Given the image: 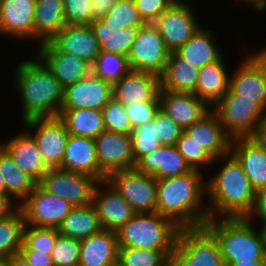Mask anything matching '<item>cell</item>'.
<instances>
[{
  "instance_id": "10",
  "label": "cell",
  "mask_w": 266,
  "mask_h": 266,
  "mask_svg": "<svg viewBox=\"0 0 266 266\" xmlns=\"http://www.w3.org/2000/svg\"><path fill=\"white\" fill-rule=\"evenodd\" d=\"M23 123L30 129L27 131L35 139L46 166L49 169L60 168L69 137L62 119L59 116L34 117L24 120Z\"/></svg>"
},
{
  "instance_id": "39",
  "label": "cell",
  "mask_w": 266,
  "mask_h": 266,
  "mask_svg": "<svg viewBox=\"0 0 266 266\" xmlns=\"http://www.w3.org/2000/svg\"><path fill=\"white\" fill-rule=\"evenodd\" d=\"M101 20L113 30L137 28L145 24L133 0H118Z\"/></svg>"
},
{
  "instance_id": "9",
  "label": "cell",
  "mask_w": 266,
  "mask_h": 266,
  "mask_svg": "<svg viewBox=\"0 0 266 266\" xmlns=\"http://www.w3.org/2000/svg\"><path fill=\"white\" fill-rule=\"evenodd\" d=\"M170 51L153 23L140 26L139 34L128 54L130 69L162 76L165 72Z\"/></svg>"
},
{
  "instance_id": "56",
  "label": "cell",
  "mask_w": 266,
  "mask_h": 266,
  "mask_svg": "<svg viewBox=\"0 0 266 266\" xmlns=\"http://www.w3.org/2000/svg\"><path fill=\"white\" fill-rule=\"evenodd\" d=\"M7 259L9 260L10 266H31L20 253L14 254Z\"/></svg>"
},
{
  "instance_id": "32",
  "label": "cell",
  "mask_w": 266,
  "mask_h": 266,
  "mask_svg": "<svg viewBox=\"0 0 266 266\" xmlns=\"http://www.w3.org/2000/svg\"><path fill=\"white\" fill-rule=\"evenodd\" d=\"M214 43L212 31L200 27L199 30L176 52L187 59L193 67H203L218 61L223 55Z\"/></svg>"
},
{
  "instance_id": "46",
  "label": "cell",
  "mask_w": 266,
  "mask_h": 266,
  "mask_svg": "<svg viewBox=\"0 0 266 266\" xmlns=\"http://www.w3.org/2000/svg\"><path fill=\"white\" fill-rule=\"evenodd\" d=\"M184 129L161 109L156 114V135L162 145H176Z\"/></svg>"
},
{
  "instance_id": "34",
  "label": "cell",
  "mask_w": 266,
  "mask_h": 266,
  "mask_svg": "<svg viewBox=\"0 0 266 266\" xmlns=\"http://www.w3.org/2000/svg\"><path fill=\"white\" fill-rule=\"evenodd\" d=\"M0 174L3 176L8 196L18 204V206L27 198L37 184L28 174L17 166L10 154L1 145Z\"/></svg>"
},
{
  "instance_id": "49",
  "label": "cell",
  "mask_w": 266,
  "mask_h": 266,
  "mask_svg": "<svg viewBox=\"0 0 266 266\" xmlns=\"http://www.w3.org/2000/svg\"><path fill=\"white\" fill-rule=\"evenodd\" d=\"M145 23H153L176 0H133Z\"/></svg>"
},
{
  "instance_id": "62",
  "label": "cell",
  "mask_w": 266,
  "mask_h": 266,
  "mask_svg": "<svg viewBox=\"0 0 266 266\" xmlns=\"http://www.w3.org/2000/svg\"><path fill=\"white\" fill-rule=\"evenodd\" d=\"M266 61V48L257 52Z\"/></svg>"
},
{
  "instance_id": "25",
  "label": "cell",
  "mask_w": 266,
  "mask_h": 266,
  "mask_svg": "<svg viewBox=\"0 0 266 266\" xmlns=\"http://www.w3.org/2000/svg\"><path fill=\"white\" fill-rule=\"evenodd\" d=\"M135 169L156 179L177 177L192 170L176 145H162L143 156L136 162Z\"/></svg>"
},
{
  "instance_id": "55",
  "label": "cell",
  "mask_w": 266,
  "mask_h": 266,
  "mask_svg": "<svg viewBox=\"0 0 266 266\" xmlns=\"http://www.w3.org/2000/svg\"><path fill=\"white\" fill-rule=\"evenodd\" d=\"M227 266H266V259L238 260V261L230 262Z\"/></svg>"
},
{
  "instance_id": "8",
  "label": "cell",
  "mask_w": 266,
  "mask_h": 266,
  "mask_svg": "<svg viewBox=\"0 0 266 266\" xmlns=\"http://www.w3.org/2000/svg\"><path fill=\"white\" fill-rule=\"evenodd\" d=\"M106 180L130 204L135 213H155L157 179L134 169L115 171Z\"/></svg>"
},
{
  "instance_id": "23",
  "label": "cell",
  "mask_w": 266,
  "mask_h": 266,
  "mask_svg": "<svg viewBox=\"0 0 266 266\" xmlns=\"http://www.w3.org/2000/svg\"><path fill=\"white\" fill-rule=\"evenodd\" d=\"M160 109L183 129L200 120L212 108L194 93L171 92L160 88Z\"/></svg>"
},
{
  "instance_id": "5",
  "label": "cell",
  "mask_w": 266,
  "mask_h": 266,
  "mask_svg": "<svg viewBox=\"0 0 266 266\" xmlns=\"http://www.w3.org/2000/svg\"><path fill=\"white\" fill-rule=\"evenodd\" d=\"M180 229L158 212L136 213L116 234L119 247L174 250Z\"/></svg>"
},
{
  "instance_id": "26",
  "label": "cell",
  "mask_w": 266,
  "mask_h": 266,
  "mask_svg": "<svg viewBox=\"0 0 266 266\" xmlns=\"http://www.w3.org/2000/svg\"><path fill=\"white\" fill-rule=\"evenodd\" d=\"M22 132L0 145L10 154L17 166L38 184L49 168L44 163L33 136L27 129Z\"/></svg>"
},
{
  "instance_id": "37",
  "label": "cell",
  "mask_w": 266,
  "mask_h": 266,
  "mask_svg": "<svg viewBox=\"0 0 266 266\" xmlns=\"http://www.w3.org/2000/svg\"><path fill=\"white\" fill-rule=\"evenodd\" d=\"M24 227V215L19 206L0 219V258H9L19 253L23 245Z\"/></svg>"
},
{
  "instance_id": "14",
  "label": "cell",
  "mask_w": 266,
  "mask_h": 266,
  "mask_svg": "<svg viewBox=\"0 0 266 266\" xmlns=\"http://www.w3.org/2000/svg\"><path fill=\"white\" fill-rule=\"evenodd\" d=\"M95 142L99 168L106 176L135 168L131 135L104 130Z\"/></svg>"
},
{
  "instance_id": "4",
  "label": "cell",
  "mask_w": 266,
  "mask_h": 266,
  "mask_svg": "<svg viewBox=\"0 0 266 266\" xmlns=\"http://www.w3.org/2000/svg\"><path fill=\"white\" fill-rule=\"evenodd\" d=\"M221 219H208L204 226L218 240L225 266L238 260L266 259V242L261 228L255 230L246 218Z\"/></svg>"
},
{
  "instance_id": "60",
  "label": "cell",
  "mask_w": 266,
  "mask_h": 266,
  "mask_svg": "<svg viewBox=\"0 0 266 266\" xmlns=\"http://www.w3.org/2000/svg\"><path fill=\"white\" fill-rule=\"evenodd\" d=\"M0 266H10L9 260L7 258H0Z\"/></svg>"
},
{
  "instance_id": "53",
  "label": "cell",
  "mask_w": 266,
  "mask_h": 266,
  "mask_svg": "<svg viewBox=\"0 0 266 266\" xmlns=\"http://www.w3.org/2000/svg\"><path fill=\"white\" fill-rule=\"evenodd\" d=\"M250 138L266 153V115Z\"/></svg>"
},
{
  "instance_id": "48",
  "label": "cell",
  "mask_w": 266,
  "mask_h": 266,
  "mask_svg": "<svg viewBox=\"0 0 266 266\" xmlns=\"http://www.w3.org/2000/svg\"><path fill=\"white\" fill-rule=\"evenodd\" d=\"M132 128L152 121L160 110V102H139L124 105Z\"/></svg>"
},
{
  "instance_id": "43",
  "label": "cell",
  "mask_w": 266,
  "mask_h": 266,
  "mask_svg": "<svg viewBox=\"0 0 266 266\" xmlns=\"http://www.w3.org/2000/svg\"><path fill=\"white\" fill-rule=\"evenodd\" d=\"M176 147L183 155L191 169L201 171V167L218 162L207 150L198 145L192 138L183 132L177 140Z\"/></svg>"
},
{
  "instance_id": "11",
  "label": "cell",
  "mask_w": 266,
  "mask_h": 266,
  "mask_svg": "<svg viewBox=\"0 0 266 266\" xmlns=\"http://www.w3.org/2000/svg\"><path fill=\"white\" fill-rule=\"evenodd\" d=\"M98 182L96 178L85 174L50 168L38 184L48 193L77 207L92 204Z\"/></svg>"
},
{
  "instance_id": "27",
  "label": "cell",
  "mask_w": 266,
  "mask_h": 266,
  "mask_svg": "<svg viewBox=\"0 0 266 266\" xmlns=\"http://www.w3.org/2000/svg\"><path fill=\"white\" fill-rule=\"evenodd\" d=\"M230 152L241 163L252 188H266V153L250 137L232 139Z\"/></svg>"
},
{
  "instance_id": "28",
  "label": "cell",
  "mask_w": 266,
  "mask_h": 266,
  "mask_svg": "<svg viewBox=\"0 0 266 266\" xmlns=\"http://www.w3.org/2000/svg\"><path fill=\"white\" fill-rule=\"evenodd\" d=\"M119 244L114 231L102 229L80 240L79 266H110L118 258Z\"/></svg>"
},
{
  "instance_id": "30",
  "label": "cell",
  "mask_w": 266,
  "mask_h": 266,
  "mask_svg": "<svg viewBox=\"0 0 266 266\" xmlns=\"http://www.w3.org/2000/svg\"><path fill=\"white\" fill-rule=\"evenodd\" d=\"M66 25L63 0H36L34 39L48 42Z\"/></svg>"
},
{
  "instance_id": "57",
  "label": "cell",
  "mask_w": 266,
  "mask_h": 266,
  "mask_svg": "<svg viewBox=\"0 0 266 266\" xmlns=\"http://www.w3.org/2000/svg\"><path fill=\"white\" fill-rule=\"evenodd\" d=\"M240 1L247 3L249 6L252 5V8H254V10L258 12L266 9V0H240Z\"/></svg>"
},
{
  "instance_id": "52",
  "label": "cell",
  "mask_w": 266,
  "mask_h": 266,
  "mask_svg": "<svg viewBox=\"0 0 266 266\" xmlns=\"http://www.w3.org/2000/svg\"><path fill=\"white\" fill-rule=\"evenodd\" d=\"M118 0H91L92 17L101 20Z\"/></svg>"
},
{
  "instance_id": "41",
  "label": "cell",
  "mask_w": 266,
  "mask_h": 266,
  "mask_svg": "<svg viewBox=\"0 0 266 266\" xmlns=\"http://www.w3.org/2000/svg\"><path fill=\"white\" fill-rule=\"evenodd\" d=\"M58 235V228L25 225L23 231V245L20 250H35L52 255Z\"/></svg>"
},
{
  "instance_id": "13",
  "label": "cell",
  "mask_w": 266,
  "mask_h": 266,
  "mask_svg": "<svg viewBox=\"0 0 266 266\" xmlns=\"http://www.w3.org/2000/svg\"><path fill=\"white\" fill-rule=\"evenodd\" d=\"M191 8L176 0L153 22L170 52L183 46L201 27Z\"/></svg>"
},
{
  "instance_id": "2",
  "label": "cell",
  "mask_w": 266,
  "mask_h": 266,
  "mask_svg": "<svg viewBox=\"0 0 266 266\" xmlns=\"http://www.w3.org/2000/svg\"><path fill=\"white\" fill-rule=\"evenodd\" d=\"M221 169L206 181L209 219L246 218L251 212L255 190L245 174L241 163L230 152Z\"/></svg>"
},
{
  "instance_id": "50",
  "label": "cell",
  "mask_w": 266,
  "mask_h": 266,
  "mask_svg": "<svg viewBox=\"0 0 266 266\" xmlns=\"http://www.w3.org/2000/svg\"><path fill=\"white\" fill-rule=\"evenodd\" d=\"M253 218H259L261 226L266 222V188L255 191L254 205L246 219L253 223Z\"/></svg>"
},
{
  "instance_id": "20",
  "label": "cell",
  "mask_w": 266,
  "mask_h": 266,
  "mask_svg": "<svg viewBox=\"0 0 266 266\" xmlns=\"http://www.w3.org/2000/svg\"><path fill=\"white\" fill-rule=\"evenodd\" d=\"M48 43L56 51L73 54L91 65L101 52V45L89 24H67Z\"/></svg>"
},
{
  "instance_id": "36",
  "label": "cell",
  "mask_w": 266,
  "mask_h": 266,
  "mask_svg": "<svg viewBox=\"0 0 266 266\" xmlns=\"http://www.w3.org/2000/svg\"><path fill=\"white\" fill-rule=\"evenodd\" d=\"M89 25L101 45V51L123 56H128L132 43L137 38L140 30V27L113 30L102 20H94Z\"/></svg>"
},
{
  "instance_id": "21",
  "label": "cell",
  "mask_w": 266,
  "mask_h": 266,
  "mask_svg": "<svg viewBox=\"0 0 266 266\" xmlns=\"http://www.w3.org/2000/svg\"><path fill=\"white\" fill-rule=\"evenodd\" d=\"M36 0H2L0 3V35L15 39L34 38Z\"/></svg>"
},
{
  "instance_id": "47",
  "label": "cell",
  "mask_w": 266,
  "mask_h": 266,
  "mask_svg": "<svg viewBox=\"0 0 266 266\" xmlns=\"http://www.w3.org/2000/svg\"><path fill=\"white\" fill-rule=\"evenodd\" d=\"M67 24H90L93 21L91 0H63Z\"/></svg>"
},
{
  "instance_id": "31",
  "label": "cell",
  "mask_w": 266,
  "mask_h": 266,
  "mask_svg": "<svg viewBox=\"0 0 266 266\" xmlns=\"http://www.w3.org/2000/svg\"><path fill=\"white\" fill-rule=\"evenodd\" d=\"M198 74L199 68L193 67L176 51L171 52L161 76V88L171 92L194 93Z\"/></svg>"
},
{
  "instance_id": "33",
  "label": "cell",
  "mask_w": 266,
  "mask_h": 266,
  "mask_svg": "<svg viewBox=\"0 0 266 266\" xmlns=\"http://www.w3.org/2000/svg\"><path fill=\"white\" fill-rule=\"evenodd\" d=\"M102 229L93 204L73 207L58 227L60 235L77 240L86 239Z\"/></svg>"
},
{
  "instance_id": "22",
  "label": "cell",
  "mask_w": 266,
  "mask_h": 266,
  "mask_svg": "<svg viewBox=\"0 0 266 266\" xmlns=\"http://www.w3.org/2000/svg\"><path fill=\"white\" fill-rule=\"evenodd\" d=\"M184 132L217 160L230 153L232 138L212 109Z\"/></svg>"
},
{
  "instance_id": "29",
  "label": "cell",
  "mask_w": 266,
  "mask_h": 266,
  "mask_svg": "<svg viewBox=\"0 0 266 266\" xmlns=\"http://www.w3.org/2000/svg\"><path fill=\"white\" fill-rule=\"evenodd\" d=\"M228 73L222 57L200 67L194 94L213 107L229 91Z\"/></svg>"
},
{
  "instance_id": "63",
  "label": "cell",
  "mask_w": 266,
  "mask_h": 266,
  "mask_svg": "<svg viewBox=\"0 0 266 266\" xmlns=\"http://www.w3.org/2000/svg\"><path fill=\"white\" fill-rule=\"evenodd\" d=\"M261 230L263 232L264 239H265V242H266V222L262 225Z\"/></svg>"
},
{
  "instance_id": "44",
  "label": "cell",
  "mask_w": 266,
  "mask_h": 266,
  "mask_svg": "<svg viewBox=\"0 0 266 266\" xmlns=\"http://www.w3.org/2000/svg\"><path fill=\"white\" fill-rule=\"evenodd\" d=\"M101 111L105 130L125 135L132 133L133 128L124 104L112 98Z\"/></svg>"
},
{
  "instance_id": "24",
  "label": "cell",
  "mask_w": 266,
  "mask_h": 266,
  "mask_svg": "<svg viewBox=\"0 0 266 266\" xmlns=\"http://www.w3.org/2000/svg\"><path fill=\"white\" fill-rule=\"evenodd\" d=\"M61 169L85 174L98 181L107 176L100 170L95 139L69 134Z\"/></svg>"
},
{
  "instance_id": "1",
  "label": "cell",
  "mask_w": 266,
  "mask_h": 266,
  "mask_svg": "<svg viewBox=\"0 0 266 266\" xmlns=\"http://www.w3.org/2000/svg\"><path fill=\"white\" fill-rule=\"evenodd\" d=\"M201 174L202 171L192 169L184 175L157 179L156 212L180 228L203 227L209 215L202 202L207 187Z\"/></svg>"
},
{
  "instance_id": "61",
  "label": "cell",
  "mask_w": 266,
  "mask_h": 266,
  "mask_svg": "<svg viewBox=\"0 0 266 266\" xmlns=\"http://www.w3.org/2000/svg\"><path fill=\"white\" fill-rule=\"evenodd\" d=\"M110 266H126L124 263H122V261H120L118 258L111 263Z\"/></svg>"
},
{
  "instance_id": "6",
  "label": "cell",
  "mask_w": 266,
  "mask_h": 266,
  "mask_svg": "<svg viewBox=\"0 0 266 266\" xmlns=\"http://www.w3.org/2000/svg\"><path fill=\"white\" fill-rule=\"evenodd\" d=\"M211 109L232 139L250 137L266 115L253 99L240 98L230 90Z\"/></svg>"
},
{
  "instance_id": "40",
  "label": "cell",
  "mask_w": 266,
  "mask_h": 266,
  "mask_svg": "<svg viewBox=\"0 0 266 266\" xmlns=\"http://www.w3.org/2000/svg\"><path fill=\"white\" fill-rule=\"evenodd\" d=\"M173 256L174 250L119 247L118 259L126 266H165Z\"/></svg>"
},
{
  "instance_id": "54",
  "label": "cell",
  "mask_w": 266,
  "mask_h": 266,
  "mask_svg": "<svg viewBox=\"0 0 266 266\" xmlns=\"http://www.w3.org/2000/svg\"><path fill=\"white\" fill-rule=\"evenodd\" d=\"M18 204L8 196V193H0V219L11 214Z\"/></svg>"
},
{
  "instance_id": "7",
  "label": "cell",
  "mask_w": 266,
  "mask_h": 266,
  "mask_svg": "<svg viewBox=\"0 0 266 266\" xmlns=\"http://www.w3.org/2000/svg\"><path fill=\"white\" fill-rule=\"evenodd\" d=\"M173 257L181 266H225L219 242L205 226L181 228Z\"/></svg>"
},
{
  "instance_id": "17",
  "label": "cell",
  "mask_w": 266,
  "mask_h": 266,
  "mask_svg": "<svg viewBox=\"0 0 266 266\" xmlns=\"http://www.w3.org/2000/svg\"><path fill=\"white\" fill-rule=\"evenodd\" d=\"M92 204L102 228L109 231L116 232L136 214L107 180L99 181L96 185Z\"/></svg>"
},
{
  "instance_id": "19",
  "label": "cell",
  "mask_w": 266,
  "mask_h": 266,
  "mask_svg": "<svg viewBox=\"0 0 266 266\" xmlns=\"http://www.w3.org/2000/svg\"><path fill=\"white\" fill-rule=\"evenodd\" d=\"M160 88V76L131 69L113 85V98L124 105L139 102H160Z\"/></svg>"
},
{
  "instance_id": "51",
  "label": "cell",
  "mask_w": 266,
  "mask_h": 266,
  "mask_svg": "<svg viewBox=\"0 0 266 266\" xmlns=\"http://www.w3.org/2000/svg\"><path fill=\"white\" fill-rule=\"evenodd\" d=\"M19 253L31 266H55L52 255L37 252L35 250H19Z\"/></svg>"
},
{
  "instance_id": "38",
  "label": "cell",
  "mask_w": 266,
  "mask_h": 266,
  "mask_svg": "<svg viewBox=\"0 0 266 266\" xmlns=\"http://www.w3.org/2000/svg\"><path fill=\"white\" fill-rule=\"evenodd\" d=\"M91 68L94 75L111 85L131 70L127 56L104 51L99 53Z\"/></svg>"
},
{
  "instance_id": "45",
  "label": "cell",
  "mask_w": 266,
  "mask_h": 266,
  "mask_svg": "<svg viewBox=\"0 0 266 266\" xmlns=\"http://www.w3.org/2000/svg\"><path fill=\"white\" fill-rule=\"evenodd\" d=\"M52 259L55 266H79L80 240L59 234Z\"/></svg>"
},
{
  "instance_id": "16",
  "label": "cell",
  "mask_w": 266,
  "mask_h": 266,
  "mask_svg": "<svg viewBox=\"0 0 266 266\" xmlns=\"http://www.w3.org/2000/svg\"><path fill=\"white\" fill-rule=\"evenodd\" d=\"M112 98L113 85L91 72L86 78L64 89L61 110H102Z\"/></svg>"
},
{
  "instance_id": "58",
  "label": "cell",
  "mask_w": 266,
  "mask_h": 266,
  "mask_svg": "<svg viewBox=\"0 0 266 266\" xmlns=\"http://www.w3.org/2000/svg\"><path fill=\"white\" fill-rule=\"evenodd\" d=\"M165 266H181V265L174 257H172L165 263Z\"/></svg>"
},
{
  "instance_id": "3",
  "label": "cell",
  "mask_w": 266,
  "mask_h": 266,
  "mask_svg": "<svg viewBox=\"0 0 266 266\" xmlns=\"http://www.w3.org/2000/svg\"><path fill=\"white\" fill-rule=\"evenodd\" d=\"M14 82L20 93L22 121L34 117L59 116L64 88L37 56L17 65Z\"/></svg>"
},
{
  "instance_id": "42",
  "label": "cell",
  "mask_w": 266,
  "mask_h": 266,
  "mask_svg": "<svg viewBox=\"0 0 266 266\" xmlns=\"http://www.w3.org/2000/svg\"><path fill=\"white\" fill-rule=\"evenodd\" d=\"M130 135L132 138L135 163L143 156L162 146L156 135V116L152 121L133 128Z\"/></svg>"
},
{
  "instance_id": "15",
  "label": "cell",
  "mask_w": 266,
  "mask_h": 266,
  "mask_svg": "<svg viewBox=\"0 0 266 266\" xmlns=\"http://www.w3.org/2000/svg\"><path fill=\"white\" fill-rule=\"evenodd\" d=\"M229 90L240 98L253 99L266 111L265 60L256 52L243 60L229 78Z\"/></svg>"
},
{
  "instance_id": "12",
  "label": "cell",
  "mask_w": 266,
  "mask_h": 266,
  "mask_svg": "<svg viewBox=\"0 0 266 266\" xmlns=\"http://www.w3.org/2000/svg\"><path fill=\"white\" fill-rule=\"evenodd\" d=\"M19 207L23 212L25 225L58 228L74 206L36 184Z\"/></svg>"
},
{
  "instance_id": "59",
  "label": "cell",
  "mask_w": 266,
  "mask_h": 266,
  "mask_svg": "<svg viewBox=\"0 0 266 266\" xmlns=\"http://www.w3.org/2000/svg\"><path fill=\"white\" fill-rule=\"evenodd\" d=\"M0 193H7L3 176L0 174Z\"/></svg>"
},
{
  "instance_id": "18",
  "label": "cell",
  "mask_w": 266,
  "mask_h": 266,
  "mask_svg": "<svg viewBox=\"0 0 266 266\" xmlns=\"http://www.w3.org/2000/svg\"><path fill=\"white\" fill-rule=\"evenodd\" d=\"M36 56L47 66L62 87L73 85L86 78L91 64L73 54L56 51L48 42L39 45Z\"/></svg>"
},
{
  "instance_id": "35",
  "label": "cell",
  "mask_w": 266,
  "mask_h": 266,
  "mask_svg": "<svg viewBox=\"0 0 266 266\" xmlns=\"http://www.w3.org/2000/svg\"><path fill=\"white\" fill-rule=\"evenodd\" d=\"M59 117L69 134L74 136L96 139L105 130L101 110L87 108L61 110Z\"/></svg>"
}]
</instances>
